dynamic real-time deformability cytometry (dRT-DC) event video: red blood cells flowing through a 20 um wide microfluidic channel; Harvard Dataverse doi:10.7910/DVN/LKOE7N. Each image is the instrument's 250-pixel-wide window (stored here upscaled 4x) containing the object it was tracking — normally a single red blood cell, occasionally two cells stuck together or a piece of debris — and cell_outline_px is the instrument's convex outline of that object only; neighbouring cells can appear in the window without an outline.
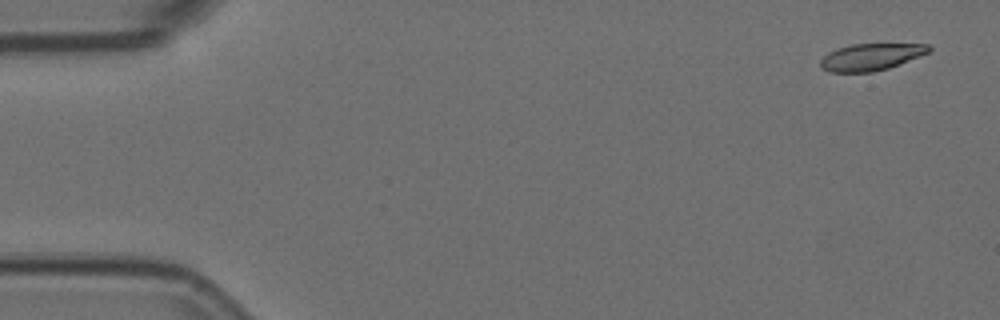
{"species": "Egyptian fruit bat (a non-hibernating species)", "species_latin": "Rousettus aegyptiacus", "temperature_condition": "room temperature", "stored_images_in_passage": 3, "camera_frame_rate_fps": 3000, "um_per_image_px": 0.085, "animal": {"sex": "female"}, "frame": {"image": 1, "passage_image": 1, "time_ms": 0.0, "image_size_px": [1000, 320], "cell_outline_px": [[932, 48], [928, 52], [888, 68], [872, 72], [828, 72], [820, 68], [820, 60], [828, 52], [836, 48], [852, 44], [928, 44]], "centroid_in_image_um": [73.96, 4.84], "position_along_channel_um": 11.0, "area_um2": 16.88}}